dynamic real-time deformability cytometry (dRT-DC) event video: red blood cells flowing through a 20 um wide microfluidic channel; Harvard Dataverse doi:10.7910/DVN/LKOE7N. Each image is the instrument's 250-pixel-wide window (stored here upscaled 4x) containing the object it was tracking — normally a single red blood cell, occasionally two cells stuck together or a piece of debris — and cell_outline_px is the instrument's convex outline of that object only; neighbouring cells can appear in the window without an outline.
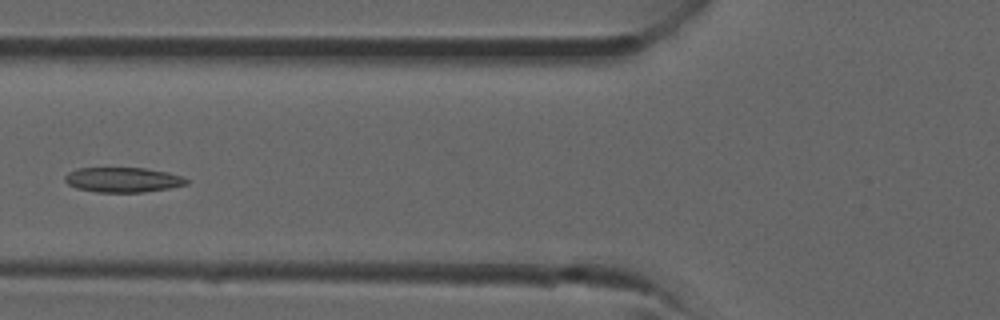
{"species": "common noctule bat (a hibernating species)", "species_latin": "Nyctalus noctula", "temperature_condition": "room temperature", "stored_images_in_passage": 37, "camera_frame_rate_fps": 3000, "um_per_image_px": 0.085, "animal": {"sex": "male", "forearm_length_mm": 52.5}, "frame": {"image": 1, "passage_image": 14, "time_ms": 4.333, "image_size_px": [1000, 320], "cell_outline_px": [[188, 184], [168, 188], [144, 192], [96, 192], [76, 188], [68, 184], [64, 180], [64, 176], [68, 172], [76, 168], [144, 168], [168, 172], [184, 176], [188, 180]], "centroid_in_image_um": [10.44, 15.28], "position_along_channel_um": 115.4, "area_um2": 17.74}}
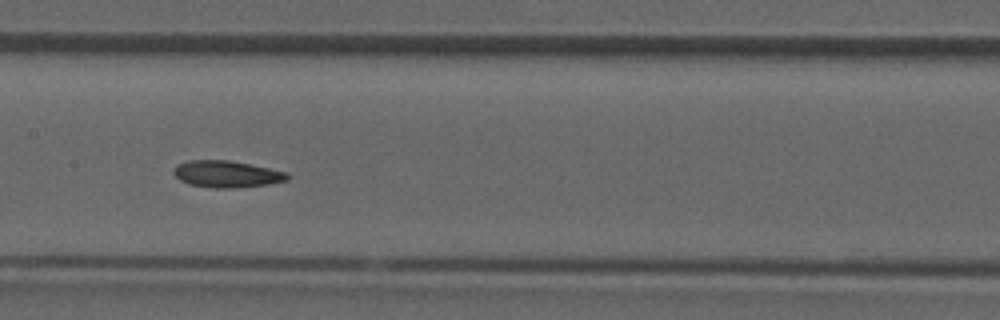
{"frame": {"image": 2, "passage_image": 18, "time_ms": 5.667, "image_size_px": [1000, 320], "cell_outline_px": [[292, 176], [288, 180], [268, 184], [228, 188], [212, 188], [188, 184], [180, 180], [172, 172], [176, 164], [188, 160], [228, 160], [288, 172]], "centroid_in_image_um": [19.26, 14.79], "position_along_channel_um": 188.1, "area_um2": 17.74}}
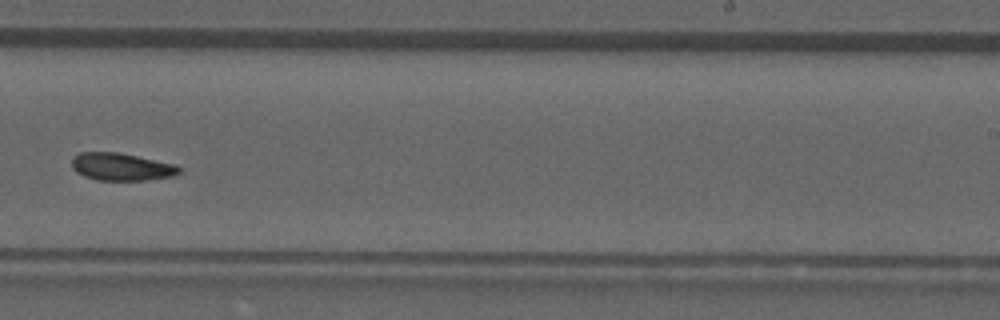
{"frame": {"image": 3, "passage_image": 23, "time_ms": 7.333, "image_size_px": [1000, 320], "cell_outline_px": [[180, 172], [172, 176], [144, 180], [96, 180], [84, 176], [76, 172], [72, 168], [72, 156], [80, 152], [120, 152], [176, 164], [180, 168]], "centroid_in_image_um": [10.29, 14.16], "position_along_channel_um": 278.7, "area_um2": 17.34}}